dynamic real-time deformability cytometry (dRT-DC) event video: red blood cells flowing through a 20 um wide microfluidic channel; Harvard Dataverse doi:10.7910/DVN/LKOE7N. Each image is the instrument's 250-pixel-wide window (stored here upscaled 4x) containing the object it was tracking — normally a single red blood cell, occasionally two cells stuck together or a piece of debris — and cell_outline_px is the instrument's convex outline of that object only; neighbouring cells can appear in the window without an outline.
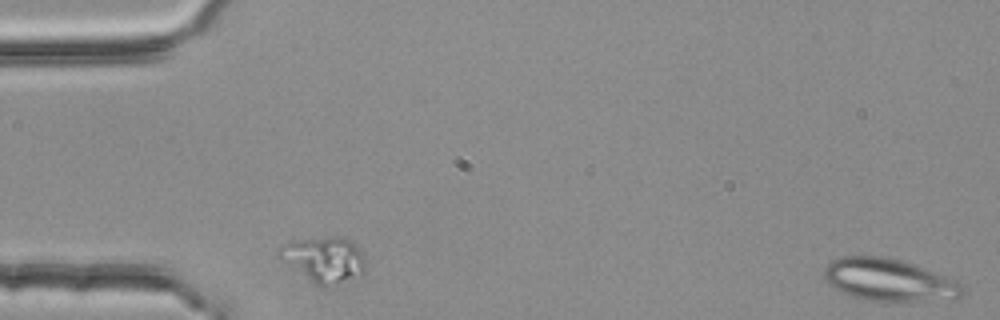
{"species": "common noctule bat (a hibernating species)", "species_latin": "Nyctalus noctula", "temperature_condition": "room temperature", "stored_images_in_passage": 52, "camera_frame_rate_fps": 3000, "um_per_image_px": 0.085, "animal": {"sex": "female", "body_mass_g": 25.1}, "frame": {"image": 1, "passage_image": 1, "time_ms": 0.0, "image_size_px": [1000, 320], "cell_outline_px": [[968, 292], [960, 296], [896, 304], [868, 300], [852, 296], [840, 292], [828, 284], [824, 276], [824, 268], [832, 260], [840, 256], [884, 256], [900, 260], [960, 284]], "centroid_in_image_um": [75.45, 23.83], "position_along_channel_um": 9.5, "area_um2": 33.87}}
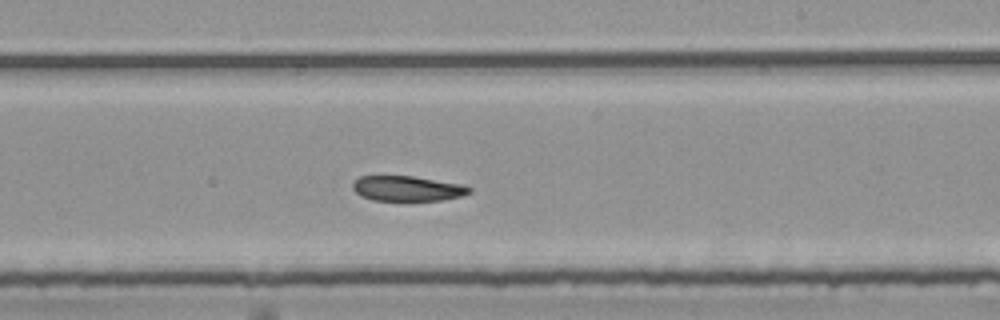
{"frame": {"image": 2, "passage_image": 32, "time_ms": 10.333, "image_size_px": [1000, 320], "cell_outline_px": [[472, 192], [460, 196], [440, 200], [400, 204], [372, 200], [360, 196], [352, 188], [352, 184], [360, 176], [412, 176], [460, 184], [472, 188]], "centroid_in_image_um": [34.58, 16.08], "position_along_channel_um": 254.4, "area_um2": 17.86}}
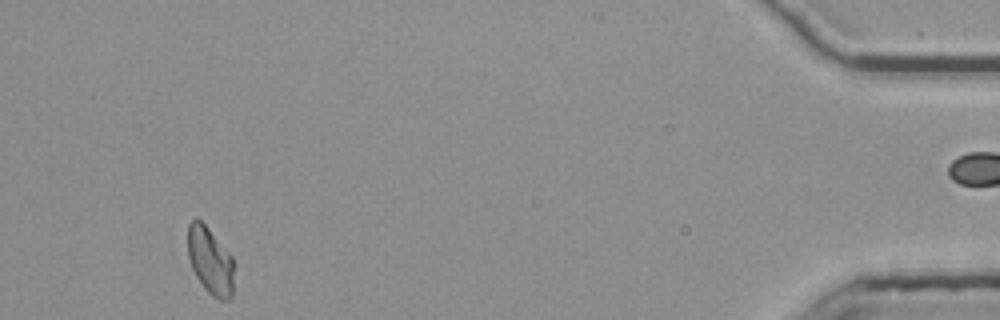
{"frame": {"image": 3, "passage_image": 51, "time_ms": 16.667, "image_size_px": [1000, 320], "cell_outline_px": [[236, 264], [232, 296], [228, 300], [220, 300], [212, 296], [204, 288], [196, 276], [192, 268], [188, 256], [188, 224], [192, 220], [200, 220], [208, 228], [232, 256]], "centroid_in_image_um": [17.91, 22.21], "position_along_channel_um": 417.3, "area_um2": 18.32}}